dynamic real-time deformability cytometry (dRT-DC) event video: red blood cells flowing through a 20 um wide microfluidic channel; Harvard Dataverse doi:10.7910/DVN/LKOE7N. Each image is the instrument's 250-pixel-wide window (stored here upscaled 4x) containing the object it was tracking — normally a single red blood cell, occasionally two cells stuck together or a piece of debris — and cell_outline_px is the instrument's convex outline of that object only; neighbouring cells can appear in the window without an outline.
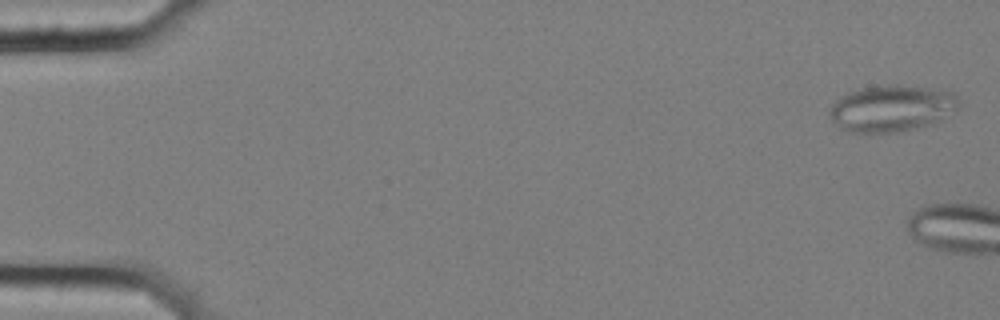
{"species": "common noctule bat (a hibernating species)", "species_latin": "Nyctalus noctula", "temperature_condition": "cold", "stored_images_in_passage": 5, "camera_frame_rate_fps": 3000, "um_per_image_px": 0.085, "animal": {"sex": "female", "body_mass_g": 25.1}, "frame": {"image": 1, "passage_image": 2, "time_ms": 0.333, "image_size_px": [1000, 320], "cell_outline_px": [[960, 100], [956, 108], [940, 120], [932, 124], [896, 132], [848, 132], [840, 128], [832, 120], [828, 112], [832, 104], [840, 96], [848, 92], [860, 88], [896, 84], [956, 92]], "centroid_in_image_um": [75.77, 9.2], "position_along_channel_um": 9.2, "area_um2": 34.91}}